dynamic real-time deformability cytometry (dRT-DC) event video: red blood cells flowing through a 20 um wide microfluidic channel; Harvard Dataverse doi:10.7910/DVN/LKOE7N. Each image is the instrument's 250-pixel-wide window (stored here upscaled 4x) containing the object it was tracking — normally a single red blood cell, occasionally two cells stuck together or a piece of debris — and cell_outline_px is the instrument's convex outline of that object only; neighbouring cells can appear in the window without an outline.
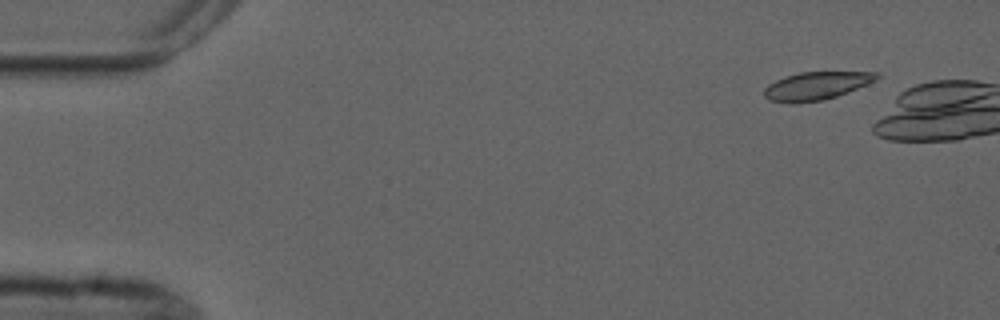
{"species": "common noctule bat (a hibernating species)", "species_latin": "Nyctalus noctula", "temperature_condition": "cold", "stored_images_in_passage": 3, "camera_frame_rate_fps": 3000, "um_per_image_px": 0.085, "animal": {"sex": "male", "forearm_length_mm": 52.5}, "frame": {"image": 1, "passage_image": 2, "time_ms": 1.0, "image_size_px": [1000, 320], "cell_outline_px": [[880, 76], [876, 80], [848, 92], [824, 100], [792, 104], [768, 100], [764, 96], [764, 88], [768, 84], [784, 76], [800, 72], [880, 72]], "centroid_in_image_um": [69.36, 7.3], "position_along_channel_um": 15.6, "area_um2": 18.5}}